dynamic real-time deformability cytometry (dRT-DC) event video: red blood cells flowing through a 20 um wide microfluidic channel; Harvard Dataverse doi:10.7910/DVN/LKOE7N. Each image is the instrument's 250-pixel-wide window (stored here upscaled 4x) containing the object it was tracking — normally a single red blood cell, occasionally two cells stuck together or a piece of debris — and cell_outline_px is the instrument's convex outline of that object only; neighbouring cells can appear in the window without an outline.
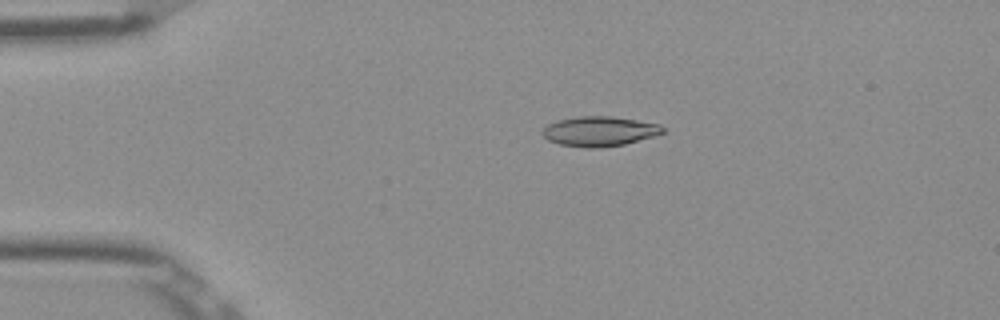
{"species": "Egyptian fruit bat (a non-hibernating species)", "species_latin": "Rousettus aegyptiacus", "temperature_condition": "room temperature", "stored_images_in_passage": 42, "camera_frame_rate_fps": 3000, "um_per_image_px": 0.085, "frame": {"image": 1, "passage_image": 1, "time_ms": 0.0, "image_size_px": [1000, 320], "cell_outline_px": [[664, 132], [656, 136], [624, 144], [600, 148], [588, 148], [560, 144], [548, 140], [540, 132], [548, 124], [556, 120], [576, 116], [612, 116], [660, 124], [664, 128]], "centroid_in_image_um": [50.95, 11.15], "position_along_channel_um": 34.0, "area_um2": 21.04}}
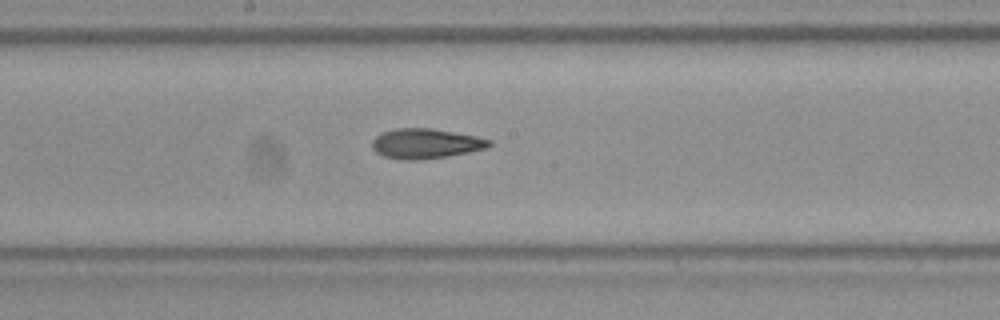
{"frame": {"image": 2, "passage_image": 18, "time_ms": 5.667, "image_size_px": [1000, 320], "cell_outline_px": [[492, 144], [488, 148], [448, 156], [420, 160], [400, 160], [384, 156], [376, 152], [372, 148], [372, 140], [376, 136], [384, 132], [396, 128], [432, 128], [476, 136], [492, 140]], "centroid_in_image_um": [36.19, 12.21], "position_along_channel_um": 212.0, "area_um2": 20.52}}
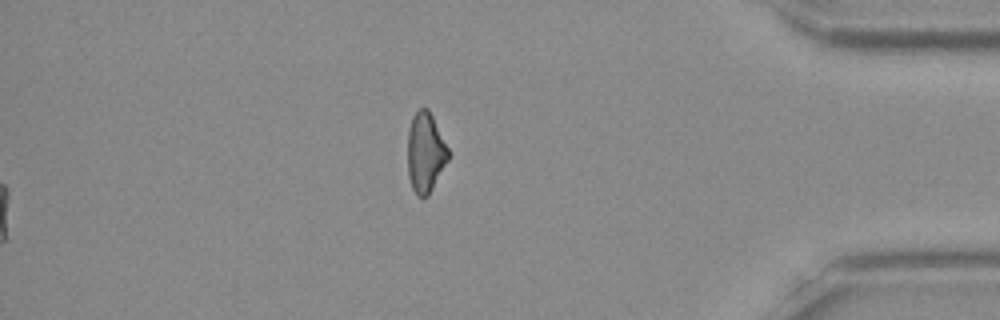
{"frame": {"image": 3, "passage_image": 35, "time_ms": 11.333, "image_size_px": [1000, 320], "cell_outline_px": [[448, 160], [428, 196], [416, 196], [412, 188], [408, 176], [408, 128], [412, 116], [420, 108], [428, 108], [448, 148]], "centroid_in_image_um": [36.14, 12.97], "position_along_channel_um": 399.1, "area_um2": 18.79}, "authors_computed_cell_mechanics": {"area_um2": 20.0566, "velocity_mm_per_s": 3.9096, "shape_relaxation_time_tau1_ms": 4.1764, "shape_relaxation_time_tau2_ms": 4.1737, "deformation_change_tau1": 0.1567, "deformation_change_tau2": 0.1341}}